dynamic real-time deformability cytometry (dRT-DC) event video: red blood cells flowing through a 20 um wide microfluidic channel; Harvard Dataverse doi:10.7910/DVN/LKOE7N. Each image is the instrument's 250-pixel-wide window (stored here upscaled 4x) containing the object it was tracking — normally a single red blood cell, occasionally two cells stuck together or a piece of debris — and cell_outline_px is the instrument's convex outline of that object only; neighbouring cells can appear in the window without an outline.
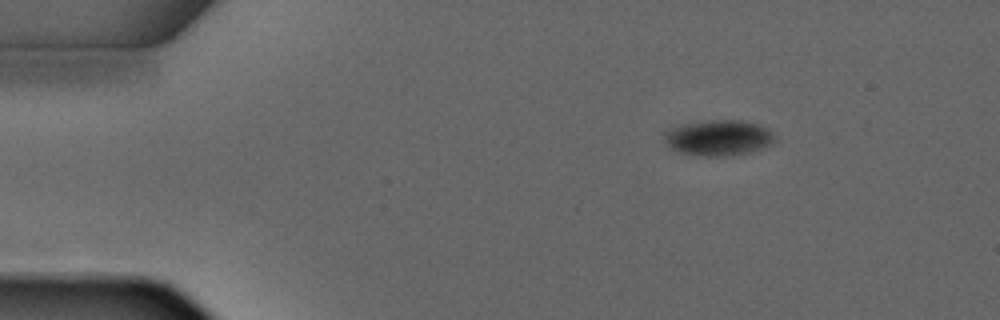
{"species": "common noctule bat (a hibernating species)", "species_latin": "Nyctalus noctula", "temperature_condition": "warm", "stored_images_in_passage": 3, "camera_frame_rate_fps": 3000, "um_per_image_px": 0.085, "animal": {"sex": "male", "forearm_length_mm": 52.5}, "frame": {"image": 1, "passage_image": 1, "time_ms": 0.0, "image_size_px": [1000, 320], "cell_outline_px": [[776, 140], [772, 144], [748, 152], [724, 156], [700, 156], [680, 152], [672, 148], [664, 140], [664, 132], [668, 128], [680, 124], [708, 120], [744, 120], [760, 124], [768, 128], [776, 136]], "centroid_in_image_um": [61.08, 11.69], "position_along_channel_um": 23.9, "area_um2": 23.18}}
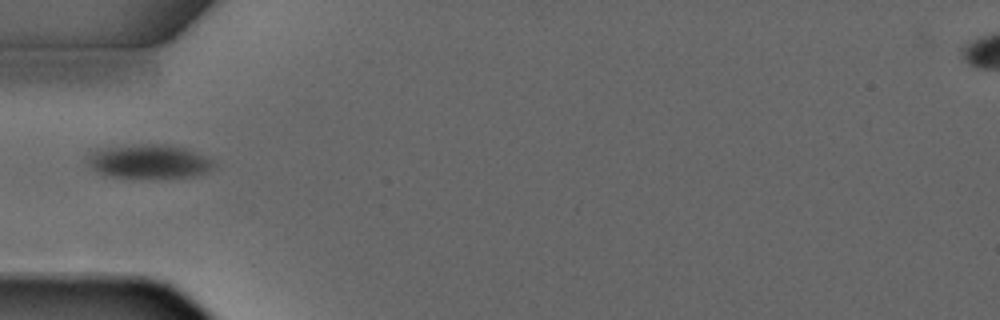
{"frame": {"image": 2, "passage_image": 3, "time_ms": 2.667, "image_size_px": [1000, 320], "cell_outline_px": [[216, 164], [212, 168], [204, 172], [192, 176], [104, 176], [96, 172], [88, 164], [84, 156], [88, 152], [96, 148], [140, 144], [164, 144], [184, 148], [212, 160]], "centroid_in_image_um": [12.53, 13.69], "position_along_channel_um": 72.5, "area_um2": 24.57}}